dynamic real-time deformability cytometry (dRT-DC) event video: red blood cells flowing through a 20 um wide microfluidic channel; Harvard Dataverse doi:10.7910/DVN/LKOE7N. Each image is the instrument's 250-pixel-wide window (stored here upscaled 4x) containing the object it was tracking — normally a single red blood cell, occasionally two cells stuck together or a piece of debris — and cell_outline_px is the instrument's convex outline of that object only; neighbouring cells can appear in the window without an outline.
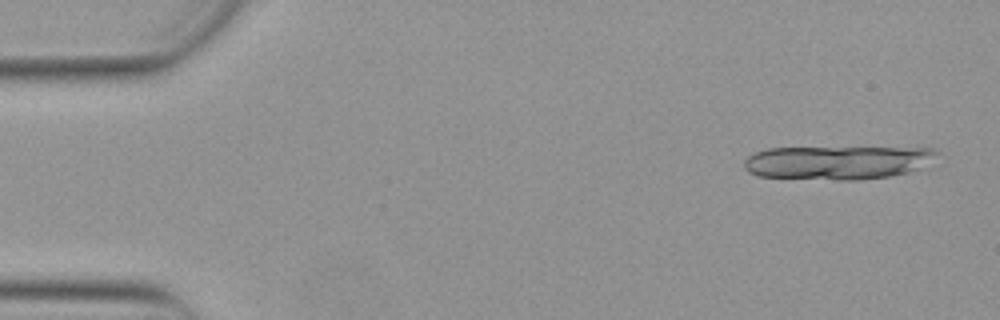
{"species": "Egyptian fruit bat (a non-hibernating species)", "species_latin": "Rousettus aegyptiacus", "temperature_condition": "warm", "stored_images_in_passage": 13, "camera_frame_rate_fps": 3000, "um_per_image_px": 0.085, "animal": {"sex": "female"}, "frame": {"image": 1, "passage_image": 2, "time_ms": 0.333, "image_size_px": [1000, 320], "cell_outline_px": [[940, 152], [916, 168], [908, 172], [892, 176], [860, 180], [840, 180], [756, 176], [748, 172], [744, 168], [744, 160], [748, 156], [756, 152], [768, 148], [936, 148]], "centroid_in_image_um": [71.1, 13.81], "position_along_channel_um": 13.9, "area_um2": 37.4}}